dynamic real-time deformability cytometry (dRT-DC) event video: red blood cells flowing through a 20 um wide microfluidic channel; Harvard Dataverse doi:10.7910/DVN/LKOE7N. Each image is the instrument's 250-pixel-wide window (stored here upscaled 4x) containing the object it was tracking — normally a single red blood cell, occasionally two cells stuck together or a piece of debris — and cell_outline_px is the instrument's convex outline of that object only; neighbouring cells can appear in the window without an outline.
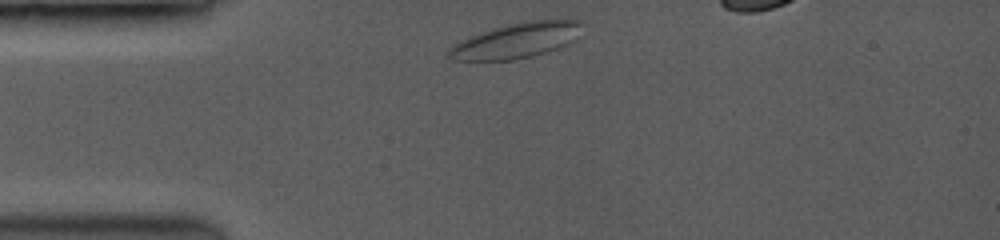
{"species": "common noctule bat (a hibernating species)", "species_latin": "Nyctalus noctula", "temperature_condition": "room temperature", "stored_images_in_passage": 8, "camera_frame_rate_fps": 3500, "um_per_image_px": 0.085, "animal": {"sex": "female", "body_mass_g": 19.0, "forearm_length_mm": 53.3}, "frame": {"image": 1, "passage_image": 1, "time_ms": 0.0, "image_size_px": [1000, 240], "cell_outline_px": [[580, 24], [572, 40], [568, 44], [532, 56], [512, 60], [456, 60], [448, 56], [448, 52], [456, 44], [472, 36], [508, 24], [528, 20], [580, 20]], "centroid_in_image_um": [43.88, 3.45], "position_along_channel_um": 41.1, "area_um2": 26.18}}